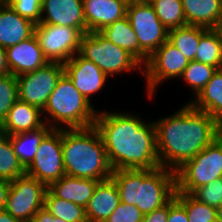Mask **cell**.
I'll list each match as a JSON object with an SVG mask.
<instances>
[{
	"instance_id": "obj_13",
	"label": "cell",
	"mask_w": 222,
	"mask_h": 222,
	"mask_svg": "<svg viewBox=\"0 0 222 222\" xmlns=\"http://www.w3.org/2000/svg\"><path fill=\"white\" fill-rule=\"evenodd\" d=\"M126 16L137 35L140 48L148 56L168 39V30L158 19L150 3L136 2L128 4Z\"/></svg>"
},
{
	"instance_id": "obj_23",
	"label": "cell",
	"mask_w": 222,
	"mask_h": 222,
	"mask_svg": "<svg viewBox=\"0 0 222 222\" xmlns=\"http://www.w3.org/2000/svg\"><path fill=\"white\" fill-rule=\"evenodd\" d=\"M99 33L107 40L126 50L142 66L149 59V56L140 48L137 35L127 16L104 27Z\"/></svg>"
},
{
	"instance_id": "obj_19",
	"label": "cell",
	"mask_w": 222,
	"mask_h": 222,
	"mask_svg": "<svg viewBox=\"0 0 222 222\" xmlns=\"http://www.w3.org/2000/svg\"><path fill=\"white\" fill-rule=\"evenodd\" d=\"M36 24L20 16L8 4L0 9V46L7 49L34 35Z\"/></svg>"
},
{
	"instance_id": "obj_38",
	"label": "cell",
	"mask_w": 222,
	"mask_h": 222,
	"mask_svg": "<svg viewBox=\"0 0 222 222\" xmlns=\"http://www.w3.org/2000/svg\"><path fill=\"white\" fill-rule=\"evenodd\" d=\"M169 215V202L161 208L147 213L143 217V222H167Z\"/></svg>"
},
{
	"instance_id": "obj_47",
	"label": "cell",
	"mask_w": 222,
	"mask_h": 222,
	"mask_svg": "<svg viewBox=\"0 0 222 222\" xmlns=\"http://www.w3.org/2000/svg\"><path fill=\"white\" fill-rule=\"evenodd\" d=\"M3 134L2 133V123L0 122V135Z\"/></svg>"
},
{
	"instance_id": "obj_20",
	"label": "cell",
	"mask_w": 222,
	"mask_h": 222,
	"mask_svg": "<svg viewBox=\"0 0 222 222\" xmlns=\"http://www.w3.org/2000/svg\"><path fill=\"white\" fill-rule=\"evenodd\" d=\"M42 116L40 108L18 99L2 122V133L11 136L37 130L45 125Z\"/></svg>"
},
{
	"instance_id": "obj_28",
	"label": "cell",
	"mask_w": 222,
	"mask_h": 222,
	"mask_svg": "<svg viewBox=\"0 0 222 222\" xmlns=\"http://www.w3.org/2000/svg\"><path fill=\"white\" fill-rule=\"evenodd\" d=\"M43 208L53 217L60 218L66 222H87L84 207L56 197L49 189L45 194Z\"/></svg>"
},
{
	"instance_id": "obj_21",
	"label": "cell",
	"mask_w": 222,
	"mask_h": 222,
	"mask_svg": "<svg viewBox=\"0 0 222 222\" xmlns=\"http://www.w3.org/2000/svg\"><path fill=\"white\" fill-rule=\"evenodd\" d=\"M99 182L90 178L64 175L58 181L53 182L48 189L56 197L74 202L76 205L85 208Z\"/></svg>"
},
{
	"instance_id": "obj_41",
	"label": "cell",
	"mask_w": 222,
	"mask_h": 222,
	"mask_svg": "<svg viewBox=\"0 0 222 222\" xmlns=\"http://www.w3.org/2000/svg\"><path fill=\"white\" fill-rule=\"evenodd\" d=\"M10 74V69L7 63L6 49L0 46V76Z\"/></svg>"
},
{
	"instance_id": "obj_24",
	"label": "cell",
	"mask_w": 222,
	"mask_h": 222,
	"mask_svg": "<svg viewBox=\"0 0 222 222\" xmlns=\"http://www.w3.org/2000/svg\"><path fill=\"white\" fill-rule=\"evenodd\" d=\"M189 103L207 112L222 125V68L216 70L201 92Z\"/></svg>"
},
{
	"instance_id": "obj_39",
	"label": "cell",
	"mask_w": 222,
	"mask_h": 222,
	"mask_svg": "<svg viewBox=\"0 0 222 222\" xmlns=\"http://www.w3.org/2000/svg\"><path fill=\"white\" fill-rule=\"evenodd\" d=\"M31 222H66L60 218L53 217L46 209H40L34 216Z\"/></svg>"
},
{
	"instance_id": "obj_37",
	"label": "cell",
	"mask_w": 222,
	"mask_h": 222,
	"mask_svg": "<svg viewBox=\"0 0 222 222\" xmlns=\"http://www.w3.org/2000/svg\"><path fill=\"white\" fill-rule=\"evenodd\" d=\"M167 222H189L184 206L175 196L169 201Z\"/></svg>"
},
{
	"instance_id": "obj_42",
	"label": "cell",
	"mask_w": 222,
	"mask_h": 222,
	"mask_svg": "<svg viewBox=\"0 0 222 222\" xmlns=\"http://www.w3.org/2000/svg\"><path fill=\"white\" fill-rule=\"evenodd\" d=\"M0 222H21L5 210L0 211Z\"/></svg>"
},
{
	"instance_id": "obj_6",
	"label": "cell",
	"mask_w": 222,
	"mask_h": 222,
	"mask_svg": "<svg viewBox=\"0 0 222 222\" xmlns=\"http://www.w3.org/2000/svg\"><path fill=\"white\" fill-rule=\"evenodd\" d=\"M79 54L92 61L108 77L125 72L141 71L143 66L126 50L107 40L99 32H89L81 39Z\"/></svg>"
},
{
	"instance_id": "obj_46",
	"label": "cell",
	"mask_w": 222,
	"mask_h": 222,
	"mask_svg": "<svg viewBox=\"0 0 222 222\" xmlns=\"http://www.w3.org/2000/svg\"><path fill=\"white\" fill-rule=\"evenodd\" d=\"M152 0H137V2H148L150 3Z\"/></svg>"
},
{
	"instance_id": "obj_36",
	"label": "cell",
	"mask_w": 222,
	"mask_h": 222,
	"mask_svg": "<svg viewBox=\"0 0 222 222\" xmlns=\"http://www.w3.org/2000/svg\"><path fill=\"white\" fill-rule=\"evenodd\" d=\"M144 214L136 205L120 202L104 222H143Z\"/></svg>"
},
{
	"instance_id": "obj_4",
	"label": "cell",
	"mask_w": 222,
	"mask_h": 222,
	"mask_svg": "<svg viewBox=\"0 0 222 222\" xmlns=\"http://www.w3.org/2000/svg\"><path fill=\"white\" fill-rule=\"evenodd\" d=\"M62 155L68 176L104 181L112 175L103 140L94 125L62 129Z\"/></svg>"
},
{
	"instance_id": "obj_40",
	"label": "cell",
	"mask_w": 222,
	"mask_h": 222,
	"mask_svg": "<svg viewBox=\"0 0 222 222\" xmlns=\"http://www.w3.org/2000/svg\"><path fill=\"white\" fill-rule=\"evenodd\" d=\"M10 181L0 178V211L5 209Z\"/></svg>"
},
{
	"instance_id": "obj_12",
	"label": "cell",
	"mask_w": 222,
	"mask_h": 222,
	"mask_svg": "<svg viewBox=\"0 0 222 222\" xmlns=\"http://www.w3.org/2000/svg\"><path fill=\"white\" fill-rule=\"evenodd\" d=\"M63 74L64 64L48 62L43 67L16 77L19 100L43 110Z\"/></svg>"
},
{
	"instance_id": "obj_25",
	"label": "cell",
	"mask_w": 222,
	"mask_h": 222,
	"mask_svg": "<svg viewBox=\"0 0 222 222\" xmlns=\"http://www.w3.org/2000/svg\"><path fill=\"white\" fill-rule=\"evenodd\" d=\"M51 129L48 124H45L37 130L21 132L10 136L13 150L25 169L34 160L41 140Z\"/></svg>"
},
{
	"instance_id": "obj_48",
	"label": "cell",
	"mask_w": 222,
	"mask_h": 222,
	"mask_svg": "<svg viewBox=\"0 0 222 222\" xmlns=\"http://www.w3.org/2000/svg\"><path fill=\"white\" fill-rule=\"evenodd\" d=\"M220 31H221V33H222V22H221V25H220V27L218 28Z\"/></svg>"
},
{
	"instance_id": "obj_45",
	"label": "cell",
	"mask_w": 222,
	"mask_h": 222,
	"mask_svg": "<svg viewBox=\"0 0 222 222\" xmlns=\"http://www.w3.org/2000/svg\"><path fill=\"white\" fill-rule=\"evenodd\" d=\"M6 4V2L4 0H0V9L2 8V6Z\"/></svg>"
},
{
	"instance_id": "obj_9",
	"label": "cell",
	"mask_w": 222,
	"mask_h": 222,
	"mask_svg": "<svg viewBox=\"0 0 222 222\" xmlns=\"http://www.w3.org/2000/svg\"><path fill=\"white\" fill-rule=\"evenodd\" d=\"M48 187L27 174L10 181L5 211L21 222H31L44 207Z\"/></svg>"
},
{
	"instance_id": "obj_10",
	"label": "cell",
	"mask_w": 222,
	"mask_h": 222,
	"mask_svg": "<svg viewBox=\"0 0 222 222\" xmlns=\"http://www.w3.org/2000/svg\"><path fill=\"white\" fill-rule=\"evenodd\" d=\"M189 60L168 40L156 49L143 66V77L146 79L147 95L152 99L157 86L161 83L181 78Z\"/></svg>"
},
{
	"instance_id": "obj_17",
	"label": "cell",
	"mask_w": 222,
	"mask_h": 222,
	"mask_svg": "<svg viewBox=\"0 0 222 222\" xmlns=\"http://www.w3.org/2000/svg\"><path fill=\"white\" fill-rule=\"evenodd\" d=\"M82 3L87 33L99 32L127 14L128 4L123 0H82Z\"/></svg>"
},
{
	"instance_id": "obj_32",
	"label": "cell",
	"mask_w": 222,
	"mask_h": 222,
	"mask_svg": "<svg viewBox=\"0 0 222 222\" xmlns=\"http://www.w3.org/2000/svg\"><path fill=\"white\" fill-rule=\"evenodd\" d=\"M217 68L208 64L197 62L195 60L190 61L181 78L190 85V89L193 90L195 98L201 90L205 87L207 82L213 77Z\"/></svg>"
},
{
	"instance_id": "obj_11",
	"label": "cell",
	"mask_w": 222,
	"mask_h": 222,
	"mask_svg": "<svg viewBox=\"0 0 222 222\" xmlns=\"http://www.w3.org/2000/svg\"><path fill=\"white\" fill-rule=\"evenodd\" d=\"M26 174L49 187L66 175L62 155V129H51L41 140Z\"/></svg>"
},
{
	"instance_id": "obj_43",
	"label": "cell",
	"mask_w": 222,
	"mask_h": 222,
	"mask_svg": "<svg viewBox=\"0 0 222 222\" xmlns=\"http://www.w3.org/2000/svg\"><path fill=\"white\" fill-rule=\"evenodd\" d=\"M217 220L222 222V204L216 207Z\"/></svg>"
},
{
	"instance_id": "obj_2",
	"label": "cell",
	"mask_w": 222,
	"mask_h": 222,
	"mask_svg": "<svg viewBox=\"0 0 222 222\" xmlns=\"http://www.w3.org/2000/svg\"><path fill=\"white\" fill-rule=\"evenodd\" d=\"M154 123L160 166L173 171L222 135V125L190 103Z\"/></svg>"
},
{
	"instance_id": "obj_30",
	"label": "cell",
	"mask_w": 222,
	"mask_h": 222,
	"mask_svg": "<svg viewBox=\"0 0 222 222\" xmlns=\"http://www.w3.org/2000/svg\"><path fill=\"white\" fill-rule=\"evenodd\" d=\"M26 174V169L16 156L10 135H0V178L12 181Z\"/></svg>"
},
{
	"instance_id": "obj_14",
	"label": "cell",
	"mask_w": 222,
	"mask_h": 222,
	"mask_svg": "<svg viewBox=\"0 0 222 222\" xmlns=\"http://www.w3.org/2000/svg\"><path fill=\"white\" fill-rule=\"evenodd\" d=\"M64 73L70 78L74 87L91 103L90 97L100 92L108 76L92 61L79 53L64 63Z\"/></svg>"
},
{
	"instance_id": "obj_33",
	"label": "cell",
	"mask_w": 222,
	"mask_h": 222,
	"mask_svg": "<svg viewBox=\"0 0 222 222\" xmlns=\"http://www.w3.org/2000/svg\"><path fill=\"white\" fill-rule=\"evenodd\" d=\"M19 99L16 76L7 74L0 76V122L7 117L9 110Z\"/></svg>"
},
{
	"instance_id": "obj_35",
	"label": "cell",
	"mask_w": 222,
	"mask_h": 222,
	"mask_svg": "<svg viewBox=\"0 0 222 222\" xmlns=\"http://www.w3.org/2000/svg\"><path fill=\"white\" fill-rule=\"evenodd\" d=\"M42 0H7V4L20 16L39 24Z\"/></svg>"
},
{
	"instance_id": "obj_8",
	"label": "cell",
	"mask_w": 222,
	"mask_h": 222,
	"mask_svg": "<svg viewBox=\"0 0 222 222\" xmlns=\"http://www.w3.org/2000/svg\"><path fill=\"white\" fill-rule=\"evenodd\" d=\"M34 35L48 62L64 64L79 53L84 33L69 26L36 24Z\"/></svg>"
},
{
	"instance_id": "obj_1",
	"label": "cell",
	"mask_w": 222,
	"mask_h": 222,
	"mask_svg": "<svg viewBox=\"0 0 222 222\" xmlns=\"http://www.w3.org/2000/svg\"><path fill=\"white\" fill-rule=\"evenodd\" d=\"M142 120L132 113L97 112L94 126L112 170L160 167L155 123Z\"/></svg>"
},
{
	"instance_id": "obj_22",
	"label": "cell",
	"mask_w": 222,
	"mask_h": 222,
	"mask_svg": "<svg viewBox=\"0 0 222 222\" xmlns=\"http://www.w3.org/2000/svg\"><path fill=\"white\" fill-rule=\"evenodd\" d=\"M187 25L218 29L222 22V0H182Z\"/></svg>"
},
{
	"instance_id": "obj_3",
	"label": "cell",
	"mask_w": 222,
	"mask_h": 222,
	"mask_svg": "<svg viewBox=\"0 0 222 222\" xmlns=\"http://www.w3.org/2000/svg\"><path fill=\"white\" fill-rule=\"evenodd\" d=\"M120 201L136 205L145 215L166 205L176 192V172L165 167L155 169L113 170Z\"/></svg>"
},
{
	"instance_id": "obj_5",
	"label": "cell",
	"mask_w": 222,
	"mask_h": 222,
	"mask_svg": "<svg viewBox=\"0 0 222 222\" xmlns=\"http://www.w3.org/2000/svg\"><path fill=\"white\" fill-rule=\"evenodd\" d=\"M97 112L98 110L96 111L92 104L74 87L65 73L58 80L56 88L49 95L46 106L42 110V114L46 113L47 116L44 120L45 124H48L52 129L93 126Z\"/></svg>"
},
{
	"instance_id": "obj_29",
	"label": "cell",
	"mask_w": 222,
	"mask_h": 222,
	"mask_svg": "<svg viewBox=\"0 0 222 222\" xmlns=\"http://www.w3.org/2000/svg\"><path fill=\"white\" fill-rule=\"evenodd\" d=\"M150 4L168 31L187 25L182 0H152Z\"/></svg>"
},
{
	"instance_id": "obj_26",
	"label": "cell",
	"mask_w": 222,
	"mask_h": 222,
	"mask_svg": "<svg viewBox=\"0 0 222 222\" xmlns=\"http://www.w3.org/2000/svg\"><path fill=\"white\" fill-rule=\"evenodd\" d=\"M207 30L202 26L186 25L168 31V41L189 61L195 60L200 36Z\"/></svg>"
},
{
	"instance_id": "obj_44",
	"label": "cell",
	"mask_w": 222,
	"mask_h": 222,
	"mask_svg": "<svg viewBox=\"0 0 222 222\" xmlns=\"http://www.w3.org/2000/svg\"><path fill=\"white\" fill-rule=\"evenodd\" d=\"M123 1H125L127 4L136 3L137 2V0H123Z\"/></svg>"
},
{
	"instance_id": "obj_16",
	"label": "cell",
	"mask_w": 222,
	"mask_h": 222,
	"mask_svg": "<svg viewBox=\"0 0 222 222\" xmlns=\"http://www.w3.org/2000/svg\"><path fill=\"white\" fill-rule=\"evenodd\" d=\"M10 73L16 77L48 63L35 35L6 49Z\"/></svg>"
},
{
	"instance_id": "obj_18",
	"label": "cell",
	"mask_w": 222,
	"mask_h": 222,
	"mask_svg": "<svg viewBox=\"0 0 222 222\" xmlns=\"http://www.w3.org/2000/svg\"><path fill=\"white\" fill-rule=\"evenodd\" d=\"M120 202L115 182L111 178L100 181L85 207L87 222H104Z\"/></svg>"
},
{
	"instance_id": "obj_15",
	"label": "cell",
	"mask_w": 222,
	"mask_h": 222,
	"mask_svg": "<svg viewBox=\"0 0 222 222\" xmlns=\"http://www.w3.org/2000/svg\"><path fill=\"white\" fill-rule=\"evenodd\" d=\"M41 15L39 24L69 26L87 34L82 0H42Z\"/></svg>"
},
{
	"instance_id": "obj_7",
	"label": "cell",
	"mask_w": 222,
	"mask_h": 222,
	"mask_svg": "<svg viewBox=\"0 0 222 222\" xmlns=\"http://www.w3.org/2000/svg\"><path fill=\"white\" fill-rule=\"evenodd\" d=\"M175 172L176 192L186 194L222 178V135Z\"/></svg>"
},
{
	"instance_id": "obj_31",
	"label": "cell",
	"mask_w": 222,
	"mask_h": 222,
	"mask_svg": "<svg viewBox=\"0 0 222 222\" xmlns=\"http://www.w3.org/2000/svg\"><path fill=\"white\" fill-rule=\"evenodd\" d=\"M174 196L184 206L189 222H216V207L199 202L190 194L175 192Z\"/></svg>"
},
{
	"instance_id": "obj_34",
	"label": "cell",
	"mask_w": 222,
	"mask_h": 222,
	"mask_svg": "<svg viewBox=\"0 0 222 222\" xmlns=\"http://www.w3.org/2000/svg\"><path fill=\"white\" fill-rule=\"evenodd\" d=\"M197 201L218 207L222 204V178L195 189L191 194Z\"/></svg>"
},
{
	"instance_id": "obj_27",
	"label": "cell",
	"mask_w": 222,
	"mask_h": 222,
	"mask_svg": "<svg viewBox=\"0 0 222 222\" xmlns=\"http://www.w3.org/2000/svg\"><path fill=\"white\" fill-rule=\"evenodd\" d=\"M195 61L222 68V33L219 29H207L200 36Z\"/></svg>"
}]
</instances>
